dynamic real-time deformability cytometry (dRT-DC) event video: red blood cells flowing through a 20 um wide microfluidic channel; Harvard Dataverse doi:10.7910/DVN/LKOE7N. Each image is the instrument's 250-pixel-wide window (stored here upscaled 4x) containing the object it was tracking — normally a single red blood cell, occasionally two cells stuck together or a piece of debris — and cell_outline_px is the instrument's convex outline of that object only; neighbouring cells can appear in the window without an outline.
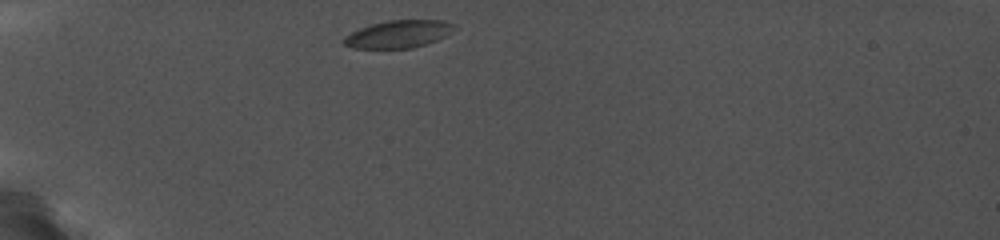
{"species": "common noctule bat (a hibernating species)", "species_latin": "Nyctalus noctula", "temperature_condition": "cold", "stored_images_in_passage": 38, "camera_frame_rate_fps": 5000, "um_per_image_px": 0.085, "animal": {"sex": "female", "body_mass_g": 19.0, "forearm_length_mm": 56.7}, "frame": {"image": 1, "passage_image": 1, "time_ms": 0.0, "image_size_px": [1000, 240], "cell_outline_px": [[456, 28], [452, 32], [436, 40], [412, 48], [352, 48], [344, 44], [340, 40], [344, 36], [360, 28], [372, 24], [388, 20], [444, 20], [456, 24]], "centroid_in_image_um": [33.86, 2.89], "position_along_channel_um": 51.1, "area_um2": 17.74}}
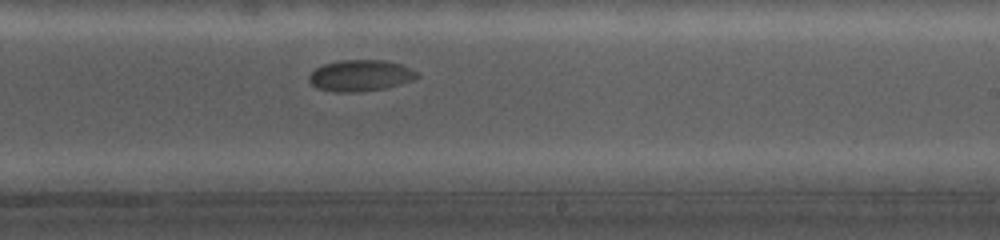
{"frame": {"image": 2, "passage_image": 27, "time_ms": 6.8, "image_size_px": [1000, 240], "cell_outline_px": [[416, 76], [408, 80], [380, 88], [352, 92], [348, 92], [320, 88], [312, 84], [308, 80], [308, 76], [316, 68], [324, 64], [336, 60], [388, 60], [400, 64], [416, 72]], "centroid_in_image_um": [30.55, 6.38], "position_along_channel_um": 258.5, "area_um2": 18.79}}
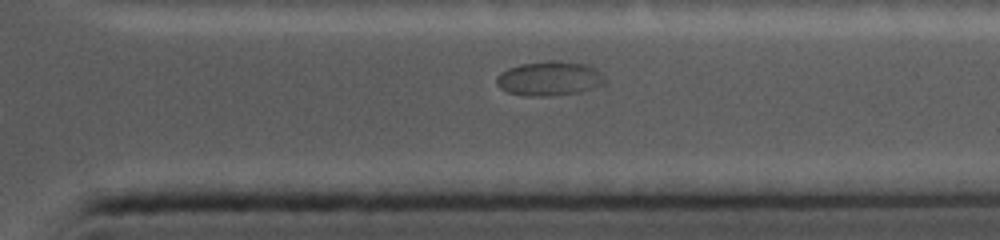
{"frame": {"image": 3, "passage_image": 35, "time_ms": 9.8, "image_size_px": [1000, 240], "cell_outline_px": [[596, 72], [580, 88], [572, 92], [512, 92], [504, 88], [496, 80], [508, 68], [520, 64], [548, 60], [560, 60], [584, 64], [596, 68]], "centroid_in_image_um": [46.44, 6.52], "position_along_channel_um": 365.0, "area_um2": 18.03}}